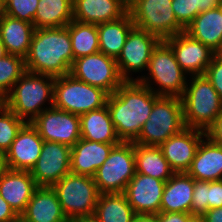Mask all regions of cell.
I'll list each match as a JSON object with an SVG mask.
<instances>
[{
  "label": "cell",
  "mask_w": 222,
  "mask_h": 222,
  "mask_svg": "<svg viewBox=\"0 0 222 222\" xmlns=\"http://www.w3.org/2000/svg\"><path fill=\"white\" fill-rule=\"evenodd\" d=\"M123 4L129 7L135 0H120Z\"/></svg>",
  "instance_id": "obj_51"
},
{
  "label": "cell",
  "mask_w": 222,
  "mask_h": 222,
  "mask_svg": "<svg viewBox=\"0 0 222 222\" xmlns=\"http://www.w3.org/2000/svg\"><path fill=\"white\" fill-rule=\"evenodd\" d=\"M190 77L181 97L184 123L206 131L222 114V99L205 75Z\"/></svg>",
  "instance_id": "obj_4"
},
{
  "label": "cell",
  "mask_w": 222,
  "mask_h": 222,
  "mask_svg": "<svg viewBox=\"0 0 222 222\" xmlns=\"http://www.w3.org/2000/svg\"><path fill=\"white\" fill-rule=\"evenodd\" d=\"M25 71V60L22 56L7 54L0 59V100L9 94Z\"/></svg>",
  "instance_id": "obj_33"
},
{
  "label": "cell",
  "mask_w": 222,
  "mask_h": 222,
  "mask_svg": "<svg viewBox=\"0 0 222 222\" xmlns=\"http://www.w3.org/2000/svg\"><path fill=\"white\" fill-rule=\"evenodd\" d=\"M35 27L32 23L4 14L0 19V40L7 54L25 58L29 52Z\"/></svg>",
  "instance_id": "obj_25"
},
{
  "label": "cell",
  "mask_w": 222,
  "mask_h": 222,
  "mask_svg": "<svg viewBox=\"0 0 222 222\" xmlns=\"http://www.w3.org/2000/svg\"><path fill=\"white\" fill-rule=\"evenodd\" d=\"M52 188L56 191L62 211L69 222L93 217L99 197L93 177L70 172Z\"/></svg>",
  "instance_id": "obj_6"
},
{
  "label": "cell",
  "mask_w": 222,
  "mask_h": 222,
  "mask_svg": "<svg viewBox=\"0 0 222 222\" xmlns=\"http://www.w3.org/2000/svg\"><path fill=\"white\" fill-rule=\"evenodd\" d=\"M203 216L206 222H222V207L209 209Z\"/></svg>",
  "instance_id": "obj_44"
},
{
  "label": "cell",
  "mask_w": 222,
  "mask_h": 222,
  "mask_svg": "<svg viewBox=\"0 0 222 222\" xmlns=\"http://www.w3.org/2000/svg\"><path fill=\"white\" fill-rule=\"evenodd\" d=\"M69 74L89 85L103 89L109 95L124 82L116 59L102 52L74 59Z\"/></svg>",
  "instance_id": "obj_11"
},
{
  "label": "cell",
  "mask_w": 222,
  "mask_h": 222,
  "mask_svg": "<svg viewBox=\"0 0 222 222\" xmlns=\"http://www.w3.org/2000/svg\"><path fill=\"white\" fill-rule=\"evenodd\" d=\"M160 39L138 27H133L127 35L121 54L116 59L118 70L124 81H135L132 72L147 69L154 47Z\"/></svg>",
  "instance_id": "obj_13"
},
{
  "label": "cell",
  "mask_w": 222,
  "mask_h": 222,
  "mask_svg": "<svg viewBox=\"0 0 222 222\" xmlns=\"http://www.w3.org/2000/svg\"><path fill=\"white\" fill-rule=\"evenodd\" d=\"M109 94L101 88L74 78L71 74L55 77L53 106L76 115L104 107Z\"/></svg>",
  "instance_id": "obj_8"
},
{
  "label": "cell",
  "mask_w": 222,
  "mask_h": 222,
  "mask_svg": "<svg viewBox=\"0 0 222 222\" xmlns=\"http://www.w3.org/2000/svg\"><path fill=\"white\" fill-rule=\"evenodd\" d=\"M219 7H220L221 12H222V0L220 1Z\"/></svg>",
  "instance_id": "obj_53"
},
{
  "label": "cell",
  "mask_w": 222,
  "mask_h": 222,
  "mask_svg": "<svg viewBox=\"0 0 222 222\" xmlns=\"http://www.w3.org/2000/svg\"><path fill=\"white\" fill-rule=\"evenodd\" d=\"M22 222H69L64 215L56 191L52 187H37L26 210L20 215Z\"/></svg>",
  "instance_id": "obj_21"
},
{
  "label": "cell",
  "mask_w": 222,
  "mask_h": 222,
  "mask_svg": "<svg viewBox=\"0 0 222 222\" xmlns=\"http://www.w3.org/2000/svg\"><path fill=\"white\" fill-rule=\"evenodd\" d=\"M4 13L33 24L39 0H3Z\"/></svg>",
  "instance_id": "obj_35"
},
{
  "label": "cell",
  "mask_w": 222,
  "mask_h": 222,
  "mask_svg": "<svg viewBox=\"0 0 222 222\" xmlns=\"http://www.w3.org/2000/svg\"><path fill=\"white\" fill-rule=\"evenodd\" d=\"M194 178L186 172L174 173L165 183L160 212L190 213Z\"/></svg>",
  "instance_id": "obj_24"
},
{
  "label": "cell",
  "mask_w": 222,
  "mask_h": 222,
  "mask_svg": "<svg viewBox=\"0 0 222 222\" xmlns=\"http://www.w3.org/2000/svg\"><path fill=\"white\" fill-rule=\"evenodd\" d=\"M81 138L100 143H120L110 112L104 107L80 115Z\"/></svg>",
  "instance_id": "obj_27"
},
{
  "label": "cell",
  "mask_w": 222,
  "mask_h": 222,
  "mask_svg": "<svg viewBox=\"0 0 222 222\" xmlns=\"http://www.w3.org/2000/svg\"><path fill=\"white\" fill-rule=\"evenodd\" d=\"M186 128L181 98L159 96L139 136L133 141L142 145L160 146Z\"/></svg>",
  "instance_id": "obj_7"
},
{
  "label": "cell",
  "mask_w": 222,
  "mask_h": 222,
  "mask_svg": "<svg viewBox=\"0 0 222 222\" xmlns=\"http://www.w3.org/2000/svg\"><path fill=\"white\" fill-rule=\"evenodd\" d=\"M205 133L206 137H208L213 143L222 146V114L205 131Z\"/></svg>",
  "instance_id": "obj_40"
},
{
  "label": "cell",
  "mask_w": 222,
  "mask_h": 222,
  "mask_svg": "<svg viewBox=\"0 0 222 222\" xmlns=\"http://www.w3.org/2000/svg\"><path fill=\"white\" fill-rule=\"evenodd\" d=\"M136 174L134 142L121 141L94 175L99 194L124 193Z\"/></svg>",
  "instance_id": "obj_9"
},
{
  "label": "cell",
  "mask_w": 222,
  "mask_h": 222,
  "mask_svg": "<svg viewBox=\"0 0 222 222\" xmlns=\"http://www.w3.org/2000/svg\"><path fill=\"white\" fill-rule=\"evenodd\" d=\"M30 123L44 141L72 147L81 139L80 116L54 106L44 110Z\"/></svg>",
  "instance_id": "obj_12"
},
{
  "label": "cell",
  "mask_w": 222,
  "mask_h": 222,
  "mask_svg": "<svg viewBox=\"0 0 222 222\" xmlns=\"http://www.w3.org/2000/svg\"><path fill=\"white\" fill-rule=\"evenodd\" d=\"M30 171L6 169L0 175V196L20 216L37 189Z\"/></svg>",
  "instance_id": "obj_19"
},
{
  "label": "cell",
  "mask_w": 222,
  "mask_h": 222,
  "mask_svg": "<svg viewBox=\"0 0 222 222\" xmlns=\"http://www.w3.org/2000/svg\"><path fill=\"white\" fill-rule=\"evenodd\" d=\"M71 147L44 141L40 156L31 169V176L38 187H52L71 172Z\"/></svg>",
  "instance_id": "obj_14"
},
{
  "label": "cell",
  "mask_w": 222,
  "mask_h": 222,
  "mask_svg": "<svg viewBox=\"0 0 222 222\" xmlns=\"http://www.w3.org/2000/svg\"><path fill=\"white\" fill-rule=\"evenodd\" d=\"M159 97L138 81H124L108 96L107 107L120 141L133 142Z\"/></svg>",
  "instance_id": "obj_1"
},
{
  "label": "cell",
  "mask_w": 222,
  "mask_h": 222,
  "mask_svg": "<svg viewBox=\"0 0 222 222\" xmlns=\"http://www.w3.org/2000/svg\"><path fill=\"white\" fill-rule=\"evenodd\" d=\"M186 173L196 181L222 180V146L213 143L205 136Z\"/></svg>",
  "instance_id": "obj_23"
},
{
  "label": "cell",
  "mask_w": 222,
  "mask_h": 222,
  "mask_svg": "<svg viewBox=\"0 0 222 222\" xmlns=\"http://www.w3.org/2000/svg\"><path fill=\"white\" fill-rule=\"evenodd\" d=\"M20 216L15 210L0 196V222H18Z\"/></svg>",
  "instance_id": "obj_41"
},
{
  "label": "cell",
  "mask_w": 222,
  "mask_h": 222,
  "mask_svg": "<svg viewBox=\"0 0 222 222\" xmlns=\"http://www.w3.org/2000/svg\"><path fill=\"white\" fill-rule=\"evenodd\" d=\"M4 1L0 0V19L4 16Z\"/></svg>",
  "instance_id": "obj_49"
},
{
  "label": "cell",
  "mask_w": 222,
  "mask_h": 222,
  "mask_svg": "<svg viewBox=\"0 0 222 222\" xmlns=\"http://www.w3.org/2000/svg\"><path fill=\"white\" fill-rule=\"evenodd\" d=\"M24 60L25 69L32 73L53 77L69 74L74 62L69 24L35 29Z\"/></svg>",
  "instance_id": "obj_2"
},
{
  "label": "cell",
  "mask_w": 222,
  "mask_h": 222,
  "mask_svg": "<svg viewBox=\"0 0 222 222\" xmlns=\"http://www.w3.org/2000/svg\"><path fill=\"white\" fill-rule=\"evenodd\" d=\"M221 0H195V7L201 12L219 7Z\"/></svg>",
  "instance_id": "obj_43"
},
{
  "label": "cell",
  "mask_w": 222,
  "mask_h": 222,
  "mask_svg": "<svg viewBox=\"0 0 222 222\" xmlns=\"http://www.w3.org/2000/svg\"><path fill=\"white\" fill-rule=\"evenodd\" d=\"M117 144L119 143H100L81 138L71 147V173L94 177Z\"/></svg>",
  "instance_id": "obj_20"
},
{
  "label": "cell",
  "mask_w": 222,
  "mask_h": 222,
  "mask_svg": "<svg viewBox=\"0 0 222 222\" xmlns=\"http://www.w3.org/2000/svg\"><path fill=\"white\" fill-rule=\"evenodd\" d=\"M25 123L3 102L0 103V151L5 154L9 150L17 133Z\"/></svg>",
  "instance_id": "obj_34"
},
{
  "label": "cell",
  "mask_w": 222,
  "mask_h": 222,
  "mask_svg": "<svg viewBox=\"0 0 222 222\" xmlns=\"http://www.w3.org/2000/svg\"><path fill=\"white\" fill-rule=\"evenodd\" d=\"M54 81L53 76L26 70L2 102L19 118L30 123L53 106ZM47 100L51 106L43 108Z\"/></svg>",
  "instance_id": "obj_3"
},
{
  "label": "cell",
  "mask_w": 222,
  "mask_h": 222,
  "mask_svg": "<svg viewBox=\"0 0 222 222\" xmlns=\"http://www.w3.org/2000/svg\"><path fill=\"white\" fill-rule=\"evenodd\" d=\"M134 26L129 12L118 20L98 24L99 52L117 59Z\"/></svg>",
  "instance_id": "obj_28"
},
{
  "label": "cell",
  "mask_w": 222,
  "mask_h": 222,
  "mask_svg": "<svg viewBox=\"0 0 222 222\" xmlns=\"http://www.w3.org/2000/svg\"><path fill=\"white\" fill-rule=\"evenodd\" d=\"M79 222H96V221H94L92 218H90V219L82 220V221H79Z\"/></svg>",
  "instance_id": "obj_52"
},
{
  "label": "cell",
  "mask_w": 222,
  "mask_h": 222,
  "mask_svg": "<svg viewBox=\"0 0 222 222\" xmlns=\"http://www.w3.org/2000/svg\"><path fill=\"white\" fill-rule=\"evenodd\" d=\"M166 181L136 173L127 184L124 194L136 214L160 213Z\"/></svg>",
  "instance_id": "obj_16"
},
{
  "label": "cell",
  "mask_w": 222,
  "mask_h": 222,
  "mask_svg": "<svg viewBox=\"0 0 222 222\" xmlns=\"http://www.w3.org/2000/svg\"><path fill=\"white\" fill-rule=\"evenodd\" d=\"M69 34L74 59L99 52L97 25L72 20L69 23Z\"/></svg>",
  "instance_id": "obj_32"
},
{
  "label": "cell",
  "mask_w": 222,
  "mask_h": 222,
  "mask_svg": "<svg viewBox=\"0 0 222 222\" xmlns=\"http://www.w3.org/2000/svg\"><path fill=\"white\" fill-rule=\"evenodd\" d=\"M5 55H7V52L5 50L4 44L0 40V59L3 58Z\"/></svg>",
  "instance_id": "obj_48"
},
{
  "label": "cell",
  "mask_w": 222,
  "mask_h": 222,
  "mask_svg": "<svg viewBox=\"0 0 222 222\" xmlns=\"http://www.w3.org/2000/svg\"><path fill=\"white\" fill-rule=\"evenodd\" d=\"M73 20V0H39L35 29L67 26Z\"/></svg>",
  "instance_id": "obj_31"
},
{
  "label": "cell",
  "mask_w": 222,
  "mask_h": 222,
  "mask_svg": "<svg viewBox=\"0 0 222 222\" xmlns=\"http://www.w3.org/2000/svg\"><path fill=\"white\" fill-rule=\"evenodd\" d=\"M147 70L150 78L144 75L135 78V81L147 86L159 96L178 98L183 96L187 85L186 73L180 68L173 50L165 40H160L154 47ZM150 79L159 85L158 89L151 86L153 84Z\"/></svg>",
  "instance_id": "obj_5"
},
{
  "label": "cell",
  "mask_w": 222,
  "mask_h": 222,
  "mask_svg": "<svg viewBox=\"0 0 222 222\" xmlns=\"http://www.w3.org/2000/svg\"><path fill=\"white\" fill-rule=\"evenodd\" d=\"M174 52L180 68L190 76L204 75L215 52L185 31L165 39Z\"/></svg>",
  "instance_id": "obj_15"
},
{
  "label": "cell",
  "mask_w": 222,
  "mask_h": 222,
  "mask_svg": "<svg viewBox=\"0 0 222 222\" xmlns=\"http://www.w3.org/2000/svg\"><path fill=\"white\" fill-rule=\"evenodd\" d=\"M128 12L120 0H73V20L86 24L115 21Z\"/></svg>",
  "instance_id": "obj_22"
},
{
  "label": "cell",
  "mask_w": 222,
  "mask_h": 222,
  "mask_svg": "<svg viewBox=\"0 0 222 222\" xmlns=\"http://www.w3.org/2000/svg\"><path fill=\"white\" fill-rule=\"evenodd\" d=\"M7 169L5 163V154L0 151V175Z\"/></svg>",
  "instance_id": "obj_47"
},
{
  "label": "cell",
  "mask_w": 222,
  "mask_h": 222,
  "mask_svg": "<svg viewBox=\"0 0 222 222\" xmlns=\"http://www.w3.org/2000/svg\"><path fill=\"white\" fill-rule=\"evenodd\" d=\"M218 207H222V180L209 182L208 210Z\"/></svg>",
  "instance_id": "obj_39"
},
{
  "label": "cell",
  "mask_w": 222,
  "mask_h": 222,
  "mask_svg": "<svg viewBox=\"0 0 222 222\" xmlns=\"http://www.w3.org/2000/svg\"><path fill=\"white\" fill-rule=\"evenodd\" d=\"M187 222H206L203 215L190 214Z\"/></svg>",
  "instance_id": "obj_46"
},
{
  "label": "cell",
  "mask_w": 222,
  "mask_h": 222,
  "mask_svg": "<svg viewBox=\"0 0 222 222\" xmlns=\"http://www.w3.org/2000/svg\"><path fill=\"white\" fill-rule=\"evenodd\" d=\"M204 75L222 99V58L214 56Z\"/></svg>",
  "instance_id": "obj_38"
},
{
  "label": "cell",
  "mask_w": 222,
  "mask_h": 222,
  "mask_svg": "<svg viewBox=\"0 0 222 222\" xmlns=\"http://www.w3.org/2000/svg\"><path fill=\"white\" fill-rule=\"evenodd\" d=\"M205 136V131L186 127L159 146L175 173L187 172L197 148Z\"/></svg>",
  "instance_id": "obj_18"
},
{
  "label": "cell",
  "mask_w": 222,
  "mask_h": 222,
  "mask_svg": "<svg viewBox=\"0 0 222 222\" xmlns=\"http://www.w3.org/2000/svg\"><path fill=\"white\" fill-rule=\"evenodd\" d=\"M136 215L124 193L99 194L92 219L96 222H132Z\"/></svg>",
  "instance_id": "obj_30"
},
{
  "label": "cell",
  "mask_w": 222,
  "mask_h": 222,
  "mask_svg": "<svg viewBox=\"0 0 222 222\" xmlns=\"http://www.w3.org/2000/svg\"><path fill=\"white\" fill-rule=\"evenodd\" d=\"M171 5L172 0H135L128 12L135 27L165 40L185 31Z\"/></svg>",
  "instance_id": "obj_10"
},
{
  "label": "cell",
  "mask_w": 222,
  "mask_h": 222,
  "mask_svg": "<svg viewBox=\"0 0 222 222\" xmlns=\"http://www.w3.org/2000/svg\"><path fill=\"white\" fill-rule=\"evenodd\" d=\"M136 173L167 181L175 173L159 146L134 143Z\"/></svg>",
  "instance_id": "obj_29"
},
{
  "label": "cell",
  "mask_w": 222,
  "mask_h": 222,
  "mask_svg": "<svg viewBox=\"0 0 222 222\" xmlns=\"http://www.w3.org/2000/svg\"><path fill=\"white\" fill-rule=\"evenodd\" d=\"M171 6L177 21L184 28L200 13L195 7V0H172Z\"/></svg>",
  "instance_id": "obj_36"
},
{
  "label": "cell",
  "mask_w": 222,
  "mask_h": 222,
  "mask_svg": "<svg viewBox=\"0 0 222 222\" xmlns=\"http://www.w3.org/2000/svg\"><path fill=\"white\" fill-rule=\"evenodd\" d=\"M132 222H158L156 215L137 214Z\"/></svg>",
  "instance_id": "obj_45"
},
{
  "label": "cell",
  "mask_w": 222,
  "mask_h": 222,
  "mask_svg": "<svg viewBox=\"0 0 222 222\" xmlns=\"http://www.w3.org/2000/svg\"><path fill=\"white\" fill-rule=\"evenodd\" d=\"M190 213H169V212H160L156 214L158 222H187Z\"/></svg>",
  "instance_id": "obj_42"
},
{
  "label": "cell",
  "mask_w": 222,
  "mask_h": 222,
  "mask_svg": "<svg viewBox=\"0 0 222 222\" xmlns=\"http://www.w3.org/2000/svg\"><path fill=\"white\" fill-rule=\"evenodd\" d=\"M208 189L209 182L196 181L194 179V190L190 214L204 215L208 211Z\"/></svg>",
  "instance_id": "obj_37"
},
{
  "label": "cell",
  "mask_w": 222,
  "mask_h": 222,
  "mask_svg": "<svg viewBox=\"0 0 222 222\" xmlns=\"http://www.w3.org/2000/svg\"><path fill=\"white\" fill-rule=\"evenodd\" d=\"M215 56H216V57H221V58H222V42H221L219 48L216 50V52H215Z\"/></svg>",
  "instance_id": "obj_50"
},
{
  "label": "cell",
  "mask_w": 222,
  "mask_h": 222,
  "mask_svg": "<svg viewBox=\"0 0 222 222\" xmlns=\"http://www.w3.org/2000/svg\"><path fill=\"white\" fill-rule=\"evenodd\" d=\"M43 142L37 129L26 122L5 153L6 167L11 170L31 171L40 156Z\"/></svg>",
  "instance_id": "obj_17"
},
{
  "label": "cell",
  "mask_w": 222,
  "mask_h": 222,
  "mask_svg": "<svg viewBox=\"0 0 222 222\" xmlns=\"http://www.w3.org/2000/svg\"><path fill=\"white\" fill-rule=\"evenodd\" d=\"M185 32L216 52L222 42V12L220 7L199 13Z\"/></svg>",
  "instance_id": "obj_26"
}]
</instances>
